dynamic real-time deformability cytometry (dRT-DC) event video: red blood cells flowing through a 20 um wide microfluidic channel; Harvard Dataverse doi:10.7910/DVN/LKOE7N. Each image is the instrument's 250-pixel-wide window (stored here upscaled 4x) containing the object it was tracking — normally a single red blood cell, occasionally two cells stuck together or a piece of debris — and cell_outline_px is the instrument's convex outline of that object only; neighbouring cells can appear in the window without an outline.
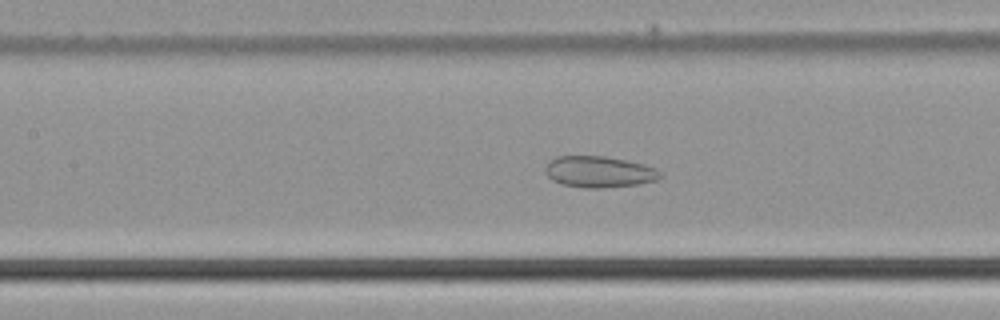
{"species": "common noctule bat (a hibernating species)", "species_latin": "Nyctalus noctula", "temperature_condition": "cold", "stored_images_in_passage": 50, "camera_frame_rate_fps": 3000, "um_per_image_px": 0.085, "animal": {"sex": "male", "body_mass_g": 21.5, "forearm_length_mm": 52.0}, "frame": {"image": 1, "passage_image": 23, "time_ms": 7.333, "image_size_px": [1000, 320], "cell_outline_px": [[664, 176], [656, 180], [636, 184], [600, 188], [584, 188], [560, 184], [552, 180], [544, 172], [544, 168], [548, 160], [556, 156], [604, 156], [644, 164], [656, 168]], "centroid_in_image_um": [50.88, 14.6], "position_along_channel_um": 156.5, "area_um2": 21.1}}
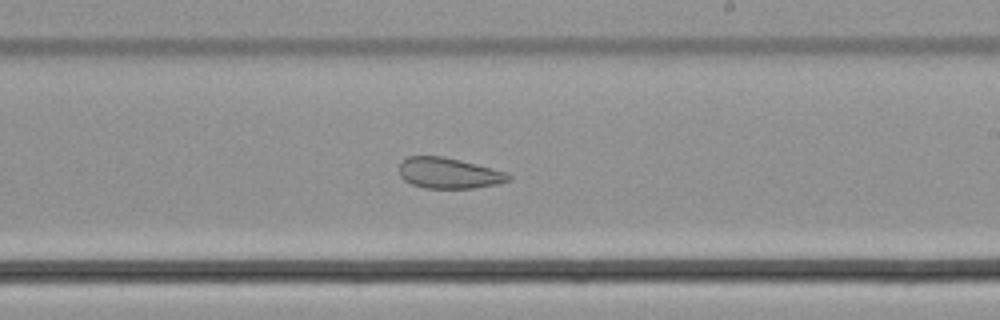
{"frame": {"image": 2, "passage_image": 30, "time_ms": 9.667, "image_size_px": [1000, 320], "cell_outline_px": [[512, 180], [496, 184], [472, 188], [424, 188], [412, 184], [404, 180], [400, 176], [400, 164], [408, 156], [444, 156], [508, 172], [512, 176]], "centroid_in_image_um": [38.17, 14.72], "position_along_channel_um": 250.8, "area_um2": 19.59}}
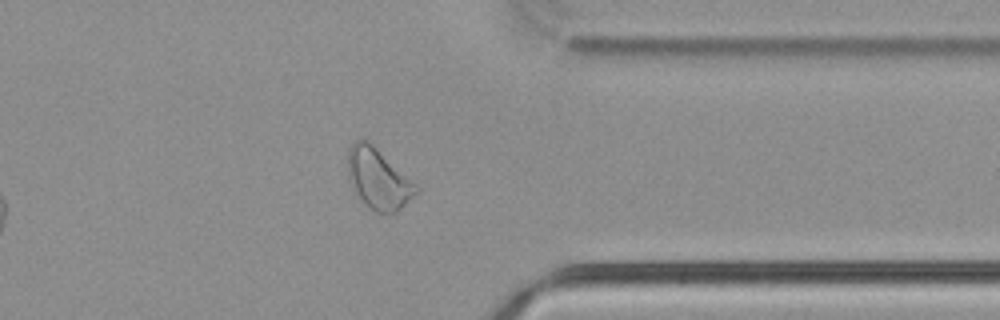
{"frame": {"image": 3, "passage_image": 40, "time_ms": 13.0, "image_size_px": [1000, 320], "cell_outline_px": [[420, 192], [396, 212], [376, 212], [360, 204], [348, 180], [348, 148], [356, 140], [368, 140], [416, 184], [420, 188]], "centroid_in_image_um": [32.13, 15.23], "position_along_channel_um": 379.3, "area_um2": 24.33}}